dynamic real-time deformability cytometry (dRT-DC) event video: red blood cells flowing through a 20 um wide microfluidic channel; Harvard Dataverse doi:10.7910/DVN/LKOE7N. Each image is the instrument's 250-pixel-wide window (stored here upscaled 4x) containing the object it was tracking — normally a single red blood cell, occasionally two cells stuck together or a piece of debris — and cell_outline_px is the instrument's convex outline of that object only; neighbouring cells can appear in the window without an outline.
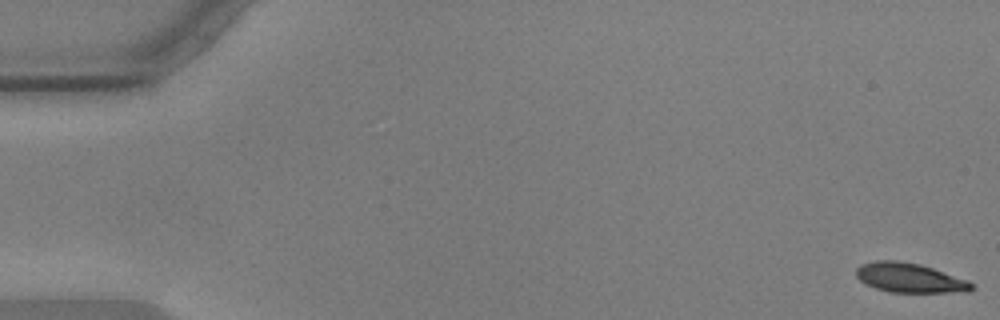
{"species": "common noctule bat (a hibernating species)", "species_latin": "Nyctalus noctula", "temperature_condition": "warm", "stored_images_in_passage": 16, "camera_frame_rate_fps": 3000, "um_per_image_px": 0.085, "animal": {"sex": "male", "body_mass_g": 17.9, "forearm_length_mm": 54.2}, "frame": {"image": 1, "passage_image": 1, "time_ms": 0.0, "image_size_px": [1000, 320], "cell_outline_px": [[976, 288], [968, 292], [892, 292], [876, 288], [864, 284], [856, 276], [856, 268], [860, 264], [876, 260], [896, 260], [920, 264], [968, 280]], "centroid_in_image_um": [77.31, 23.61], "position_along_channel_um": 7.7, "area_um2": 19.88}}
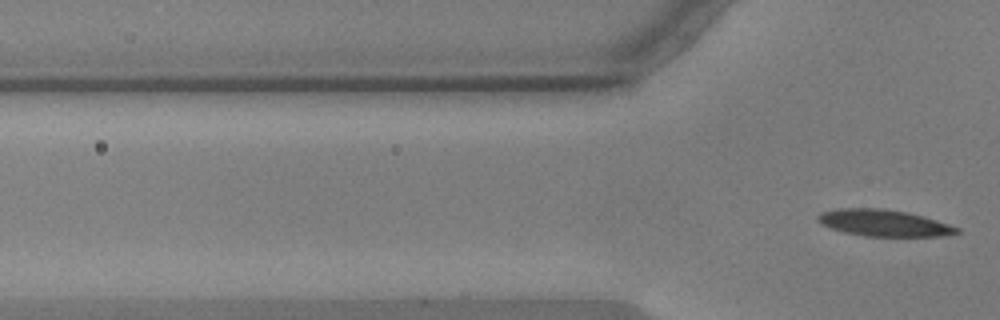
{"frame": {"image": 2, "passage_image": 16, "time_ms": 5.0, "image_size_px": [1000, 320], "cell_outline_px": [[960, 232], [940, 236], [864, 236], [844, 232], [820, 224], [816, 220], [816, 216], [820, 212], [836, 208], [880, 208], [908, 212], [924, 216], [960, 228]], "centroid_in_image_um": [75.08, 18.94], "position_along_channel_um": 50.7, "area_um2": 21.62}}